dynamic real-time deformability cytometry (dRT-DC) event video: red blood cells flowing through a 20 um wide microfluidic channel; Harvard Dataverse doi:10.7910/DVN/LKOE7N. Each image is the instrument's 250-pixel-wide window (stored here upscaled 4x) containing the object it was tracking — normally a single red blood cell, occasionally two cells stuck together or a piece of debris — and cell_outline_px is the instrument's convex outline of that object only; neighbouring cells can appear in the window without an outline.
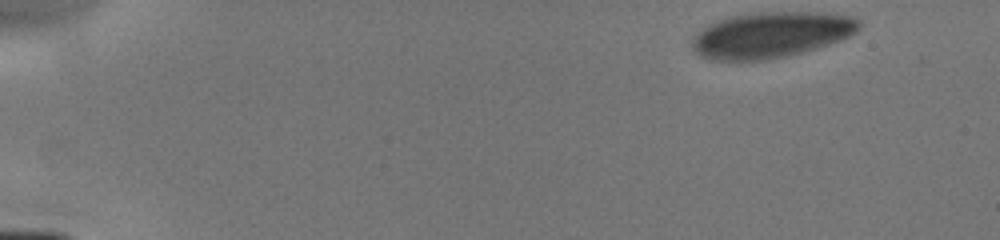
{"species": "human", "species_latin": "Homo sapiens", "temperature_condition": "cold", "stored_images_in_passage": 6, "camera_frame_rate_fps": 3000, "um_per_image_px": 0.085, "donor": {"sex": "male"}, "frame": {"image": 1, "passage_image": 1, "time_ms": 0.0, "image_size_px": [1000, 240], "cell_outline_px": [[860, 28], [856, 32], [840, 40], [816, 48], [788, 56], [764, 60], [712, 60], [700, 56], [692, 52], [692, 36], [700, 28], [716, 20], [728, 16], [748, 12], [828, 12], [856, 16], [860, 20]], "centroid_in_image_um": [65.51, 2.94], "position_along_channel_um": 19.5, "area_um2": 45.43}}
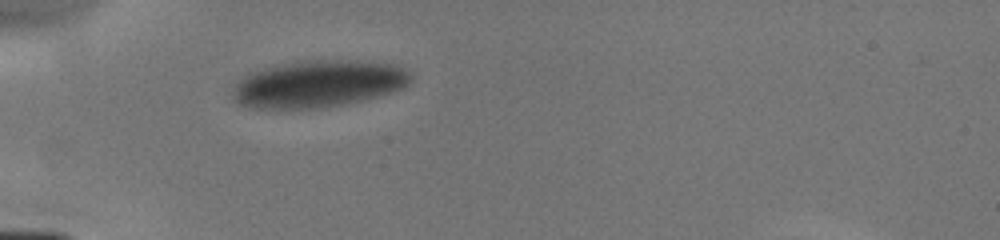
{"frame": {"image": 2, "passage_image": 5, "time_ms": 3.667, "image_size_px": [1000, 240], "cell_outline_px": [[412, 80], [408, 84], [400, 88], [376, 96], [360, 100], [320, 108], [248, 108], [236, 104], [232, 100], [232, 88], [248, 72], [272, 64], [300, 60], [360, 60], [396, 64], [404, 68], [412, 76]], "centroid_in_image_um": [26.97, 7.1], "position_along_channel_um": 58.0, "area_um2": 49.3}}